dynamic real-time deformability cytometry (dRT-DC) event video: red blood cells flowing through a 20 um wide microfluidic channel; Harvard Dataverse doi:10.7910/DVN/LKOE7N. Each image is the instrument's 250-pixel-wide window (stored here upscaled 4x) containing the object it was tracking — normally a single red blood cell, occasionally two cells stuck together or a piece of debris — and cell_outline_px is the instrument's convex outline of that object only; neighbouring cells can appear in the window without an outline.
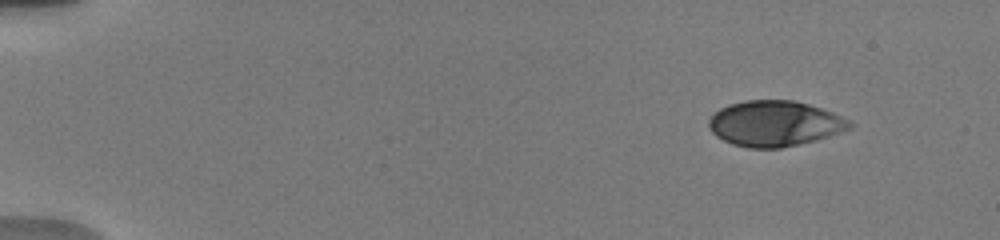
{"species": "human", "species_latin": "Homo sapiens", "temperature_condition": "warm", "stored_images_in_passage": 16, "camera_frame_rate_fps": 3000, "um_per_image_px": 0.085, "donor": {"sex": "male"}, "frame": {"image": 1, "passage_image": 1, "time_ms": 0.0, "image_size_px": [1000, 240], "cell_outline_px": [[852, 128], [816, 140], [780, 148], [748, 148], [732, 144], [716, 136], [708, 128], [708, 120], [720, 108], [728, 104], [744, 100], [792, 100], [808, 104], [832, 112], [848, 120], [852, 124]], "centroid_in_image_um": [65.81, 10.5], "position_along_channel_um": 19.2, "area_um2": 37.28}}
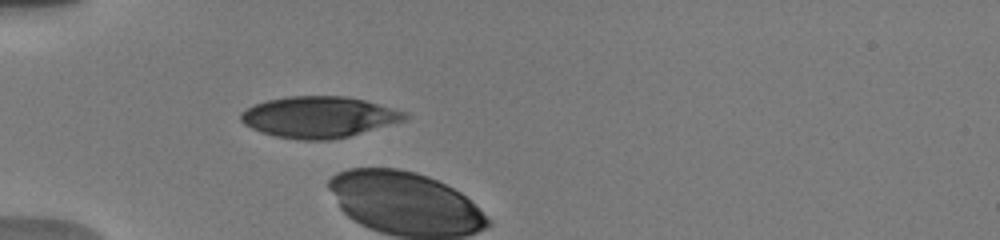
{"frame": {"image": 2, "passage_image": 15, "time_ms": 4.0, "image_size_px": [1000, 240], "cell_outline_px": [[408, 116], [404, 120], [348, 136], [328, 140], [304, 140], [276, 136], [260, 132], [244, 124], [240, 120], [240, 112], [252, 104], [284, 96], [344, 96], [364, 100], [408, 112]], "centroid_in_image_um": [27.06, 9.93], "position_along_channel_um": 57.9, "area_um2": 39.19}}